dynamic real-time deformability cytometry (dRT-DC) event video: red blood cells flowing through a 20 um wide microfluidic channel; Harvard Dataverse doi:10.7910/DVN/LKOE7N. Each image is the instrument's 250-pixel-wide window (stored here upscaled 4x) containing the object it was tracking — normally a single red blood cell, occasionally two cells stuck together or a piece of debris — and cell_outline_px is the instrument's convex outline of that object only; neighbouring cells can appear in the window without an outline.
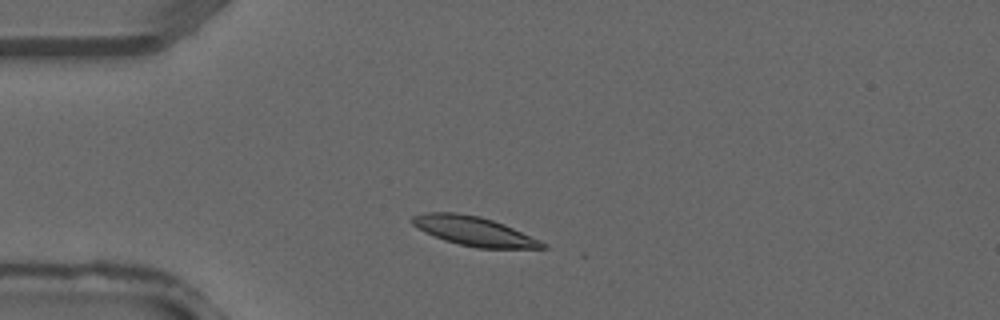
{"species": "common noctule bat (a hibernating species)", "species_latin": "Nyctalus noctula", "temperature_condition": "warm", "stored_images_in_passage": 1, "camera_frame_rate_fps": 3000, "um_per_image_px": 0.085, "animal": {"sex": "male", "forearm_length_mm": 52.5}, "frame": {"image": 1, "passage_image": 1, "time_ms": 0.0, "image_size_px": [1000, 320], "cell_outline_px": [[548, 248], [476, 248], [444, 240], [412, 224], [408, 220], [412, 216], [424, 212], [456, 212], [480, 216], [504, 224], [540, 240], [548, 244]], "centroid_in_image_um": [40.3, 19.63], "position_along_channel_um": 44.7, "area_um2": 22.02}}